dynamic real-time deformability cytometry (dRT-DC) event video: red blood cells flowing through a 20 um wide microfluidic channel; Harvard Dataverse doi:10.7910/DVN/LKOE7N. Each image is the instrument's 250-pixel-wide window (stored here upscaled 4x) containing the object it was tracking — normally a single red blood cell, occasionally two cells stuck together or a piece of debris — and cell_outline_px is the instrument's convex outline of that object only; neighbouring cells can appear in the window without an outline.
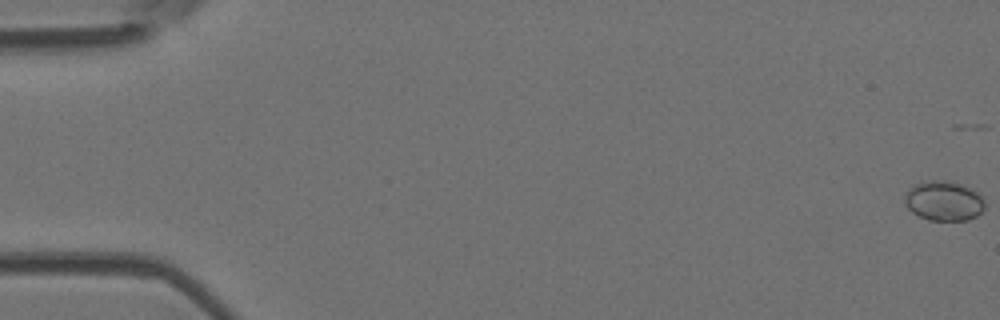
{"species": "Egyptian fruit bat (a non-hibernating species)", "species_latin": "Rousettus aegyptiacus", "temperature_condition": "room temperature", "stored_images_in_passage": 22, "camera_frame_rate_fps": 3000, "um_per_image_px": 0.085, "animal": {"sex": "female"}, "frame": {"image": 1, "passage_image": 1, "time_ms": 0.0, "image_size_px": [1000, 320], "cell_outline_px": [[984, 208], [976, 216], [968, 220], [928, 220], [912, 212], [908, 208], [904, 200], [904, 196], [908, 188], [916, 184], [932, 180], [944, 180], [968, 188], [976, 192], [984, 200]], "centroid_in_image_um": [80.18, 17.09], "position_along_channel_um": 4.8, "area_um2": 18.21}}
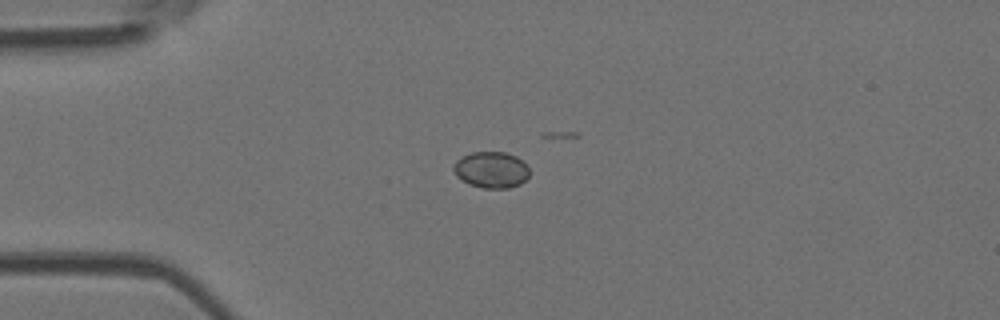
{"frame": {"image": 2, "passage_image": 14, "time_ms": 4.333, "image_size_px": [1000, 320], "cell_outline_px": [[528, 176], [520, 184], [508, 188], [484, 188], [468, 184], [456, 176], [452, 168], [452, 164], [460, 156], [472, 152], [504, 152], [516, 156], [528, 168]], "centroid_in_image_um": [41.69, 14.43], "position_along_channel_um": 43.3, "area_um2": 16.07}}
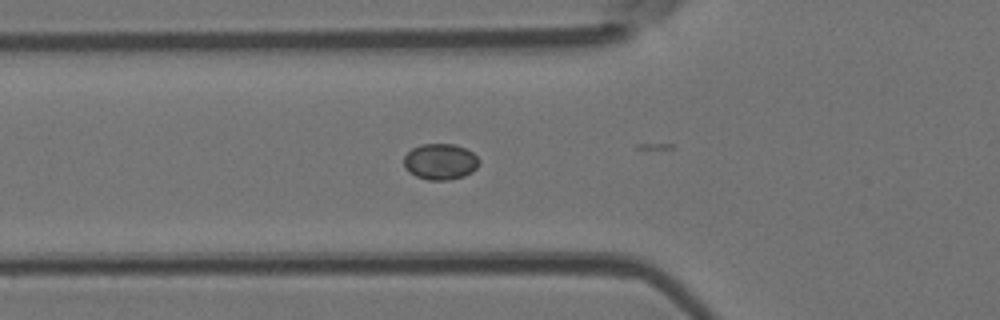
{"frame": {"image": 3, "passage_image": 19, "time_ms": 6.0, "image_size_px": [1000, 320], "cell_outline_px": [[480, 164], [472, 172], [464, 176], [448, 180], [428, 180], [416, 176], [408, 172], [404, 168], [404, 156], [412, 148], [420, 144], [452, 144], [464, 148], [472, 152], [480, 160]], "centroid_in_image_um": [37.41, 13.75], "position_along_channel_um": 88.4, "area_um2": 15.9}}